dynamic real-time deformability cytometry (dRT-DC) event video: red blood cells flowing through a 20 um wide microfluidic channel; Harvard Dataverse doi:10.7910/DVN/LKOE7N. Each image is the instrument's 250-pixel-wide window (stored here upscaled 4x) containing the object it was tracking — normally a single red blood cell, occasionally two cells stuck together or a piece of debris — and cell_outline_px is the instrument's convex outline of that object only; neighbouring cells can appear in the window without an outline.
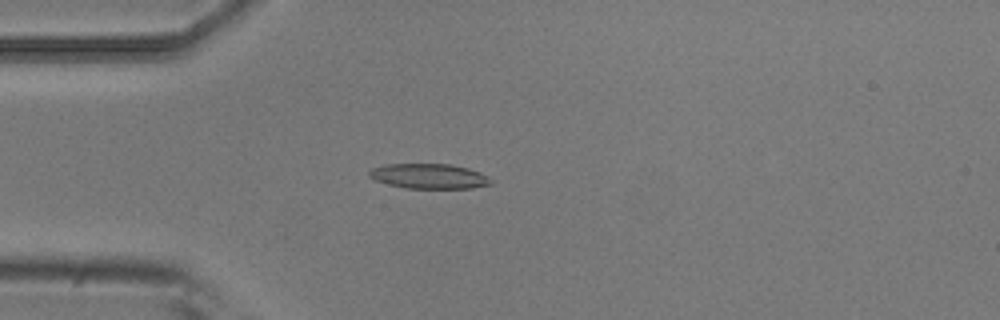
{"species": "common noctule bat (a hibernating species)", "species_latin": "Nyctalus noctula", "temperature_condition": "room temperature", "stored_images_in_passage": 1, "camera_frame_rate_fps": 3000, "um_per_image_px": 0.085, "animal": {"sex": "male", "body_mass_g": 20.5, "forearm_length_mm": 52.5}, "frame": {"image": 1, "passage_image": 1, "time_ms": 0.0, "image_size_px": [1000, 320], "cell_outline_px": [[492, 184], [472, 188], [404, 188], [388, 184], [376, 180], [368, 176], [368, 172], [372, 168], [384, 164], [448, 164], [468, 168], [480, 172], [488, 176], [492, 180]], "centroid_in_image_um": [36.47, 14.97], "position_along_channel_um": 48.5, "area_um2": 17.74}}